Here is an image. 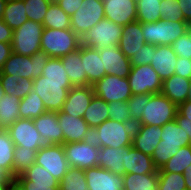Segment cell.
<instances>
[{"mask_svg": "<svg viewBox=\"0 0 191 190\" xmlns=\"http://www.w3.org/2000/svg\"><path fill=\"white\" fill-rule=\"evenodd\" d=\"M135 124L105 120L101 125L91 129L90 140L99 147L120 148L132 145Z\"/></svg>", "mask_w": 191, "mask_h": 190, "instance_id": "1", "label": "cell"}, {"mask_svg": "<svg viewBox=\"0 0 191 190\" xmlns=\"http://www.w3.org/2000/svg\"><path fill=\"white\" fill-rule=\"evenodd\" d=\"M161 128V141L151 156L158 170L163 167L181 147L190 145L188 134L179 127L175 120L166 123Z\"/></svg>", "mask_w": 191, "mask_h": 190, "instance_id": "2", "label": "cell"}, {"mask_svg": "<svg viewBox=\"0 0 191 190\" xmlns=\"http://www.w3.org/2000/svg\"><path fill=\"white\" fill-rule=\"evenodd\" d=\"M49 59L50 56L43 51L36 52L31 56H22L12 52L3 64L0 74L34 80L42 75Z\"/></svg>", "mask_w": 191, "mask_h": 190, "instance_id": "3", "label": "cell"}, {"mask_svg": "<svg viewBox=\"0 0 191 190\" xmlns=\"http://www.w3.org/2000/svg\"><path fill=\"white\" fill-rule=\"evenodd\" d=\"M178 107L165 95L158 93L144 94V111L136 125H153L162 127L175 120Z\"/></svg>", "mask_w": 191, "mask_h": 190, "instance_id": "4", "label": "cell"}, {"mask_svg": "<svg viewBox=\"0 0 191 190\" xmlns=\"http://www.w3.org/2000/svg\"><path fill=\"white\" fill-rule=\"evenodd\" d=\"M81 38L72 29L44 28L41 36V51L50 58H61L79 49Z\"/></svg>", "mask_w": 191, "mask_h": 190, "instance_id": "5", "label": "cell"}, {"mask_svg": "<svg viewBox=\"0 0 191 190\" xmlns=\"http://www.w3.org/2000/svg\"><path fill=\"white\" fill-rule=\"evenodd\" d=\"M72 88L70 80L45 79L42 75L33 80V91L42 99L48 112H60Z\"/></svg>", "mask_w": 191, "mask_h": 190, "instance_id": "6", "label": "cell"}, {"mask_svg": "<svg viewBox=\"0 0 191 190\" xmlns=\"http://www.w3.org/2000/svg\"><path fill=\"white\" fill-rule=\"evenodd\" d=\"M141 26L146 43L170 46L188 32L189 23L160 19L152 23H141Z\"/></svg>", "mask_w": 191, "mask_h": 190, "instance_id": "7", "label": "cell"}, {"mask_svg": "<svg viewBox=\"0 0 191 190\" xmlns=\"http://www.w3.org/2000/svg\"><path fill=\"white\" fill-rule=\"evenodd\" d=\"M43 30L44 26L41 23L32 20H27L14 29L11 41L12 52L22 56H31L41 51Z\"/></svg>", "mask_w": 191, "mask_h": 190, "instance_id": "8", "label": "cell"}, {"mask_svg": "<svg viewBox=\"0 0 191 190\" xmlns=\"http://www.w3.org/2000/svg\"><path fill=\"white\" fill-rule=\"evenodd\" d=\"M123 26L103 18L81 37V45L97 50L119 44Z\"/></svg>", "mask_w": 191, "mask_h": 190, "instance_id": "9", "label": "cell"}, {"mask_svg": "<svg viewBox=\"0 0 191 190\" xmlns=\"http://www.w3.org/2000/svg\"><path fill=\"white\" fill-rule=\"evenodd\" d=\"M92 140L63 144L65 157L70 167L86 170L98 167V149Z\"/></svg>", "mask_w": 191, "mask_h": 190, "instance_id": "10", "label": "cell"}, {"mask_svg": "<svg viewBox=\"0 0 191 190\" xmlns=\"http://www.w3.org/2000/svg\"><path fill=\"white\" fill-rule=\"evenodd\" d=\"M105 18L103 0H84V4L71 16V29L80 38Z\"/></svg>", "mask_w": 191, "mask_h": 190, "instance_id": "11", "label": "cell"}, {"mask_svg": "<svg viewBox=\"0 0 191 190\" xmlns=\"http://www.w3.org/2000/svg\"><path fill=\"white\" fill-rule=\"evenodd\" d=\"M35 163L41 165L59 182L70 167L62 144L42 146L37 151Z\"/></svg>", "mask_w": 191, "mask_h": 190, "instance_id": "12", "label": "cell"}, {"mask_svg": "<svg viewBox=\"0 0 191 190\" xmlns=\"http://www.w3.org/2000/svg\"><path fill=\"white\" fill-rule=\"evenodd\" d=\"M96 96L105 102H125L133 95L130 89L128 78H119L115 75H105L93 85Z\"/></svg>", "mask_w": 191, "mask_h": 190, "instance_id": "13", "label": "cell"}, {"mask_svg": "<svg viewBox=\"0 0 191 190\" xmlns=\"http://www.w3.org/2000/svg\"><path fill=\"white\" fill-rule=\"evenodd\" d=\"M128 80L133 95L161 92L162 80L150 64L131 67Z\"/></svg>", "mask_w": 191, "mask_h": 190, "instance_id": "14", "label": "cell"}, {"mask_svg": "<svg viewBox=\"0 0 191 190\" xmlns=\"http://www.w3.org/2000/svg\"><path fill=\"white\" fill-rule=\"evenodd\" d=\"M7 131L15 146L39 150L45 145L41 135L35 128L33 119L19 118Z\"/></svg>", "mask_w": 191, "mask_h": 190, "instance_id": "15", "label": "cell"}, {"mask_svg": "<svg viewBox=\"0 0 191 190\" xmlns=\"http://www.w3.org/2000/svg\"><path fill=\"white\" fill-rule=\"evenodd\" d=\"M16 180L25 190H59V181L36 163L17 177Z\"/></svg>", "mask_w": 191, "mask_h": 190, "instance_id": "16", "label": "cell"}, {"mask_svg": "<svg viewBox=\"0 0 191 190\" xmlns=\"http://www.w3.org/2000/svg\"><path fill=\"white\" fill-rule=\"evenodd\" d=\"M99 56L105 69V75H115L119 78H128L131 71V62L117 45L99 50Z\"/></svg>", "mask_w": 191, "mask_h": 190, "instance_id": "17", "label": "cell"}, {"mask_svg": "<svg viewBox=\"0 0 191 190\" xmlns=\"http://www.w3.org/2000/svg\"><path fill=\"white\" fill-rule=\"evenodd\" d=\"M57 117L59 127L63 131V144L90 139L91 128L83 117H72L62 111L57 112Z\"/></svg>", "mask_w": 191, "mask_h": 190, "instance_id": "18", "label": "cell"}, {"mask_svg": "<svg viewBox=\"0 0 191 190\" xmlns=\"http://www.w3.org/2000/svg\"><path fill=\"white\" fill-rule=\"evenodd\" d=\"M105 18L125 26L137 20L136 0H103Z\"/></svg>", "mask_w": 191, "mask_h": 190, "instance_id": "19", "label": "cell"}, {"mask_svg": "<svg viewBox=\"0 0 191 190\" xmlns=\"http://www.w3.org/2000/svg\"><path fill=\"white\" fill-rule=\"evenodd\" d=\"M94 95L93 86L72 87L61 111L72 117H83Z\"/></svg>", "mask_w": 191, "mask_h": 190, "instance_id": "20", "label": "cell"}, {"mask_svg": "<svg viewBox=\"0 0 191 190\" xmlns=\"http://www.w3.org/2000/svg\"><path fill=\"white\" fill-rule=\"evenodd\" d=\"M89 190H124L123 176L102 167L84 170Z\"/></svg>", "mask_w": 191, "mask_h": 190, "instance_id": "21", "label": "cell"}, {"mask_svg": "<svg viewBox=\"0 0 191 190\" xmlns=\"http://www.w3.org/2000/svg\"><path fill=\"white\" fill-rule=\"evenodd\" d=\"M33 123L45 145H63V131L59 127L56 112L47 111L39 117L34 118Z\"/></svg>", "mask_w": 191, "mask_h": 190, "instance_id": "22", "label": "cell"}, {"mask_svg": "<svg viewBox=\"0 0 191 190\" xmlns=\"http://www.w3.org/2000/svg\"><path fill=\"white\" fill-rule=\"evenodd\" d=\"M162 128L153 125H135L132 146L152 156L161 141Z\"/></svg>", "mask_w": 191, "mask_h": 190, "instance_id": "23", "label": "cell"}, {"mask_svg": "<svg viewBox=\"0 0 191 190\" xmlns=\"http://www.w3.org/2000/svg\"><path fill=\"white\" fill-rule=\"evenodd\" d=\"M123 164L124 174L134 173L143 175L147 173H158L152 157L135 149L132 145L125 146V162Z\"/></svg>", "mask_w": 191, "mask_h": 190, "instance_id": "24", "label": "cell"}, {"mask_svg": "<svg viewBox=\"0 0 191 190\" xmlns=\"http://www.w3.org/2000/svg\"><path fill=\"white\" fill-rule=\"evenodd\" d=\"M146 43L143 36L142 26L139 21L128 23L122 28V36L118 47L129 59L135 55Z\"/></svg>", "mask_w": 191, "mask_h": 190, "instance_id": "25", "label": "cell"}, {"mask_svg": "<svg viewBox=\"0 0 191 190\" xmlns=\"http://www.w3.org/2000/svg\"><path fill=\"white\" fill-rule=\"evenodd\" d=\"M178 57L171 46L159 45L156 47L155 54L152 55L151 67L164 81L175 74V67Z\"/></svg>", "mask_w": 191, "mask_h": 190, "instance_id": "26", "label": "cell"}, {"mask_svg": "<svg viewBox=\"0 0 191 190\" xmlns=\"http://www.w3.org/2000/svg\"><path fill=\"white\" fill-rule=\"evenodd\" d=\"M81 60L87 77V86H93L105 76L99 50L81 45Z\"/></svg>", "mask_w": 191, "mask_h": 190, "instance_id": "27", "label": "cell"}, {"mask_svg": "<svg viewBox=\"0 0 191 190\" xmlns=\"http://www.w3.org/2000/svg\"><path fill=\"white\" fill-rule=\"evenodd\" d=\"M191 79L173 74L170 78L162 81L161 94L165 95L177 107L186 101Z\"/></svg>", "mask_w": 191, "mask_h": 190, "instance_id": "28", "label": "cell"}, {"mask_svg": "<svg viewBox=\"0 0 191 190\" xmlns=\"http://www.w3.org/2000/svg\"><path fill=\"white\" fill-rule=\"evenodd\" d=\"M72 87L87 86V77L81 60V45L78 50L60 58Z\"/></svg>", "mask_w": 191, "mask_h": 190, "instance_id": "29", "label": "cell"}, {"mask_svg": "<svg viewBox=\"0 0 191 190\" xmlns=\"http://www.w3.org/2000/svg\"><path fill=\"white\" fill-rule=\"evenodd\" d=\"M125 162V147L111 148L100 147L98 149V166L113 172L116 175H124L123 163Z\"/></svg>", "mask_w": 191, "mask_h": 190, "instance_id": "30", "label": "cell"}, {"mask_svg": "<svg viewBox=\"0 0 191 190\" xmlns=\"http://www.w3.org/2000/svg\"><path fill=\"white\" fill-rule=\"evenodd\" d=\"M20 101L6 93L0 99V129H8L19 119Z\"/></svg>", "mask_w": 191, "mask_h": 190, "instance_id": "31", "label": "cell"}, {"mask_svg": "<svg viewBox=\"0 0 191 190\" xmlns=\"http://www.w3.org/2000/svg\"><path fill=\"white\" fill-rule=\"evenodd\" d=\"M83 119L91 129L98 127L105 120L109 119L108 103L99 96L94 95L88 109L84 113Z\"/></svg>", "mask_w": 191, "mask_h": 190, "instance_id": "32", "label": "cell"}, {"mask_svg": "<svg viewBox=\"0 0 191 190\" xmlns=\"http://www.w3.org/2000/svg\"><path fill=\"white\" fill-rule=\"evenodd\" d=\"M0 78L4 92L19 99L26 97L33 89V80L31 79L15 78V76L7 74H0Z\"/></svg>", "mask_w": 191, "mask_h": 190, "instance_id": "33", "label": "cell"}, {"mask_svg": "<svg viewBox=\"0 0 191 190\" xmlns=\"http://www.w3.org/2000/svg\"><path fill=\"white\" fill-rule=\"evenodd\" d=\"M124 190H157L158 173L137 175L128 173L123 175Z\"/></svg>", "mask_w": 191, "mask_h": 190, "instance_id": "34", "label": "cell"}, {"mask_svg": "<svg viewBox=\"0 0 191 190\" xmlns=\"http://www.w3.org/2000/svg\"><path fill=\"white\" fill-rule=\"evenodd\" d=\"M2 20L12 29L20 27L28 19L23 0H12L6 3Z\"/></svg>", "mask_w": 191, "mask_h": 190, "instance_id": "35", "label": "cell"}, {"mask_svg": "<svg viewBox=\"0 0 191 190\" xmlns=\"http://www.w3.org/2000/svg\"><path fill=\"white\" fill-rule=\"evenodd\" d=\"M42 25L44 28L56 30L71 29V17L53 1L49 5Z\"/></svg>", "mask_w": 191, "mask_h": 190, "instance_id": "36", "label": "cell"}, {"mask_svg": "<svg viewBox=\"0 0 191 190\" xmlns=\"http://www.w3.org/2000/svg\"><path fill=\"white\" fill-rule=\"evenodd\" d=\"M189 165H191V145L181 147L178 152L158 170V173L183 174Z\"/></svg>", "mask_w": 191, "mask_h": 190, "instance_id": "37", "label": "cell"}, {"mask_svg": "<svg viewBox=\"0 0 191 190\" xmlns=\"http://www.w3.org/2000/svg\"><path fill=\"white\" fill-rule=\"evenodd\" d=\"M45 112L42 99L33 90L20 101L19 118L34 119Z\"/></svg>", "mask_w": 191, "mask_h": 190, "instance_id": "38", "label": "cell"}, {"mask_svg": "<svg viewBox=\"0 0 191 190\" xmlns=\"http://www.w3.org/2000/svg\"><path fill=\"white\" fill-rule=\"evenodd\" d=\"M38 150H31L28 148L15 146L14 147V163H13V178L16 179L36 161V154Z\"/></svg>", "mask_w": 191, "mask_h": 190, "instance_id": "39", "label": "cell"}, {"mask_svg": "<svg viewBox=\"0 0 191 190\" xmlns=\"http://www.w3.org/2000/svg\"><path fill=\"white\" fill-rule=\"evenodd\" d=\"M14 143L7 129H0V168L13 177Z\"/></svg>", "mask_w": 191, "mask_h": 190, "instance_id": "40", "label": "cell"}, {"mask_svg": "<svg viewBox=\"0 0 191 190\" xmlns=\"http://www.w3.org/2000/svg\"><path fill=\"white\" fill-rule=\"evenodd\" d=\"M161 0H136L137 21L140 23H152L161 19Z\"/></svg>", "mask_w": 191, "mask_h": 190, "instance_id": "41", "label": "cell"}, {"mask_svg": "<svg viewBox=\"0 0 191 190\" xmlns=\"http://www.w3.org/2000/svg\"><path fill=\"white\" fill-rule=\"evenodd\" d=\"M59 190H89L84 170L69 167L66 175L59 182Z\"/></svg>", "mask_w": 191, "mask_h": 190, "instance_id": "42", "label": "cell"}, {"mask_svg": "<svg viewBox=\"0 0 191 190\" xmlns=\"http://www.w3.org/2000/svg\"><path fill=\"white\" fill-rule=\"evenodd\" d=\"M29 20L43 23L49 5L54 0H23Z\"/></svg>", "mask_w": 191, "mask_h": 190, "instance_id": "43", "label": "cell"}, {"mask_svg": "<svg viewBox=\"0 0 191 190\" xmlns=\"http://www.w3.org/2000/svg\"><path fill=\"white\" fill-rule=\"evenodd\" d=\"M157 190H187L183 174L158 173Z\"/></svg>", "mask_w": 191, "mask_h": 190, "instance_id": "44", "label": "cell"}, {"mask_svg": "<svg viewBox=\"0 0 191 190\" xmlns=\"http://www.w3.org/2000/svg\"><path fill=\"white\" fill-rule=\"evenodd\" d=\"M108 107L109 119L115 120L117 122L133 124V119L131 117L127 101L110 102L108 103Z\"/></svg>", "mask_w": 191, "mask_h": 190, "instance_id": "45", "label": "cell"}, {"mask_svg": "<svg viewBox=\"0 0 191 190\" xmlns=\"http://www.w3.org/2000/svg\"><path fill=\"white\" fill-rule=\"evenodd\" d=\"M60 58H50L43 69L45 79L70 80Z\"/></svg>", "mask_w": 191, "mask_h": 190, "instance_id": "46", "label": "cell"}, {"mask_svg": "<svg viewBox=\"0 0 191 190\" xmlns=\"http://www.w3.org/2000/svg\"><path fill=\"white\" fill-rule=\"evenodd\" d=\"M161 19L170 21H184V15L180 10L178 0H161Z\"/></svg>", "mask_w": 191, "mask_h": 190, "instance_id": "47", "label": "cell"}, {"mask_svg": "<svg viewBox=\"0 0 191 190\" xmlns=\"http://www.w3.org/2000/svg\"><path fill=\"white\" fill-rule=\"evenodd\" d=\"M157 45L145 43L134 56L130 58L131 66L148 65L152 62V55L155 54Z\"/></svg>", "mask_w": 191, "mask_h": 190, "instance_id": "48", "label": "cell"}, {"mask_svg": "<svg viewBox=\"0 0 191 190\" xmlns=\"http://www.w3.org/2000/svg\"><path fill=\"white\" fill-rule=\"evenodd\" d=\"M170 46L176 53L177 57L191 59V36L188 32L179 37Z\"/></svg>", "mask_w": 191, "mask_h": 190, "instance_id": "49", "label": "cell"}, {"mask_svg": "<svg viewBox=\"0 0 191 190\" xmlns=\"http://www.w3.org/2000/svg\"><path fill=\"white\" fill-rule=\"evenodd\" d=\"M127 103L133 124L136 125L141 120L144 111V94L132 95Z\"/></svg>", "mask_w": 191, "mask_h": 190, "instance_id": "50", "label": "cell"}, {"mask_svg": "<svg viewBox=\"0 0 191 190\" xmlns=\"http://www.w3.org/2000/svg\"><path fill=\"white\" fill-rule=\"evenodd\" d=\"M70 17L84 4V0H54Z\"/></svg>", "mask_w": 191, "mask_h": 190, "instance_id": "51", "label": "cell"}, {"mask_svg": "<svg viewBox=\"0 0 191 190\" xmlns=\"http://www.w3.org/2000/svg\"><path fill=\"white\" fill-rule=\"evenodd\" d=\"M175 74L181 77L191 79V59L178 57Z\"/></svg>", "mask_w": 191, "mask_h": 190, "instance_id": "52", "label": "cell"}, {"mask_svg": "<svg viewBox=\"0 0 191 190\" xmlns=\"http://www.w3.org/2000/svg\"><path fill=\"white\" fill-rule=\"evenodd\" d=\"M176 122H191V101H185L178 106L175 115Z\"/></svg>", "mask_w": 191, "mask_h": 190, "instance_id": "53", "label": "cell"}, {"mask_svg": "<svg viewBox=\"0 0 191 190\" xmlns=\"http://www.w3.org/2000/svg\"><path fill=\"white\" fill-rule=\"evenodd\" d=\"M13 37V30L0 19V42L11 43Z\"/></svg>", "mask_w": 191, "mask_h": 190, "instance_id": "54", "label": "cell"}, {"mask_svg": "<svg viewBox=\"0 0 191 190\" xmlns=\"http://www.w3.org/2000/svg\"><path fill=\"white\" fill-rule=\"evenodd\" d=\"M180 10L184 15V21L191 23V0H178Z\"/></svg>", "mask_w": 191, "mask_h": 190, "instance_id": "55", "label": "cell"}, {"mask_svg": "<svg viewBox=\"0 0 191 190\" xmlns=\"http://www.w3.org/2000/svg\"><path fill=\"white\" fill-rule=\"evenodd\" d=\"M12 53L11 43L0 42V70Z\"/></svg>", "mask_w": 191, "mask_h": 190, "instance_id": "56", "label": "cell"}, {"mask_svg": "<svg viewBox=\"0 0 191 190\" xmlns=\"http://www.w3.org/2000/svg\"><path fill=\"white\" fill-rule=\"evenodd\" d=\"M14 178L4 169L0 168V184H11Z\"/></svg>", "mask_w": 191, "mask_h": 190, "instance_id": "57", "label": "cell"}, {"mask_svg": "<svg viewBox=\"0 0 191 190\" xmlns=\"http://www.w3.org/2000/svg\"><path fill=\"white\" fill-rule=\"evenodd\" d=\"M183 176L186 183V189L191 190V165L185 169Z\"/></svg>", "mask_w": 191, "mask_h": 190, "instance_id": "58", "label": "cell"}, {"mask_svg": "<svg viewBox=\"0 0 191 190\" xmlns=\"http://www.w3.org/2000/svg\"><path fill=\"white\" fill-rule=\"evenodd\" d=\"M186 134H188L190 145H191V122H176Z\"/></svg>", "mask_w": 191, "mask_h": 190, "instance_id": "59", "label": "cell"}, {"mask_svg": "<svg viewBox=\"0 0 191 190\" xmlns=\"http://www.w3.org/2000/svg\"><path fill=\"white\" fill-rule=\"evenodd\" d=\"M10 190H25V189L16 179H14L11 182V189Z\"/></svg>", "mask_w": 191, "mask_h": 190, "instance_id": "60", "label": "cell"}, {"mask_svg": "<svg viewBox=\"0 0 191 190\" xmlns=\"http://www.w3.org/2000/svg\"><path fill=\"white\" fill-rule=\"evenodd\" d=\"M6 3V1L0 0V19L3 18V12L5 10Z\"/></svg>", "mask_w": 191, "mask_h": 190, "instance_id": "61", "label": "cell"}, {"mask_svg": "<svg viewBox=\"0 0 191 190\" xmlns=\"http://www.w3.org/2000/svg\"><path fill=\"white\" fill-rule=\"evenodd\" d=\"M11 184H0V190H10Z\"/></svg>", "mask_w": 191, "mask_h": 190, "instance_id": "62", "label": "cell"}, {"mask_svg": "<svg viewBox=\"0 0 191 190\" xmlns=\"http://www.w3.org/2000/svg\"><path fill=\"white\" fill-rule=\"evenodd\" d=\"M5 92H4V89L2 87V81H1V78H0V99L4 96Z\"/></svg>", "mask_w": 191, "mask_h": 190, "instance_id": "63", "label": "cell"}, {"mask_svg": "<svg viewBox=\"0 0 191 190\" xmlns=\"http://www.w3.org/2000/svg\"><path fill=\"white\" fill-rule=\"evenodd\" d=\"M186 101H191V85H190V89H189Z\"/></svg>", "mask_w": 191, "mask_h": 190, "instance_id": "64", "label": "cell"}, {"mask_svg": "<svg viewBox=\"0 0 191 190\" xmlns=\"http://www.w3.org/2000/svg\"><path fill=\"white\" fill-rule=\"evenodd\" d=\"M188 33H189V35L191 36V23H190L189 26H188Z\"/></svg>", "mask_w": 191, "mask_h": 190, "instance_id": "65", "label": "cell"}]
</instances>
